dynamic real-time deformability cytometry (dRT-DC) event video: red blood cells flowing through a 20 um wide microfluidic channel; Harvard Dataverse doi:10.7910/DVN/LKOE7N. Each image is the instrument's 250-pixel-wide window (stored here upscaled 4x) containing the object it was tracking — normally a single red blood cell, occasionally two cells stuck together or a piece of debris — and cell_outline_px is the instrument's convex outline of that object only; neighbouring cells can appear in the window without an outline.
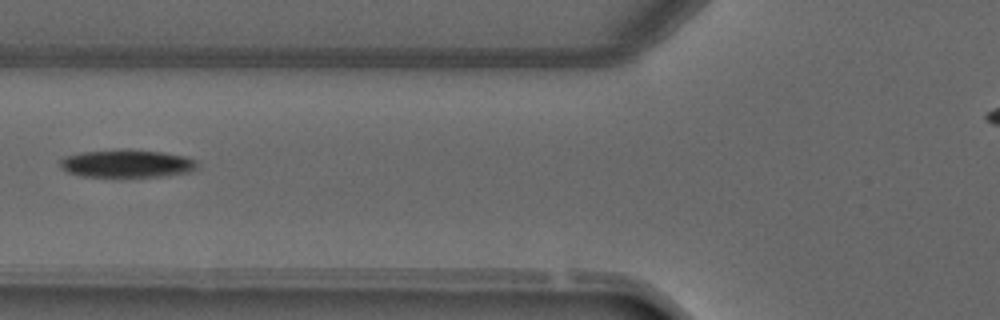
{"species": "common noctule bat (a hibernating species)", "species_latin": "Nyctalus noctula", "temperature_condition": "warm", "stored_images_in_passage": 3, "camera_frame_rate_fps": 3000, "um_per_image_px": 0.085, "animal": {"sex": "male", "forearm_length_mm": 52.5}, "frame": {"image": 1, "passage_image": 3, "time_ms": 2.333, "image_size_px": [1000, 320], "cell_outline_px": [[200, 168], [188, 172], [164, 176], [80, 176], [68, 172], [60, 168], [60, 160], [64, 156], [80, 152], [120, 148], [128, 148], [160, 152], [184, 156], [196, 160]], "centroid_in_image_um": [10.77, 13.88], "position_along_channel_um": 115.0, "area_um2": 22.54}}